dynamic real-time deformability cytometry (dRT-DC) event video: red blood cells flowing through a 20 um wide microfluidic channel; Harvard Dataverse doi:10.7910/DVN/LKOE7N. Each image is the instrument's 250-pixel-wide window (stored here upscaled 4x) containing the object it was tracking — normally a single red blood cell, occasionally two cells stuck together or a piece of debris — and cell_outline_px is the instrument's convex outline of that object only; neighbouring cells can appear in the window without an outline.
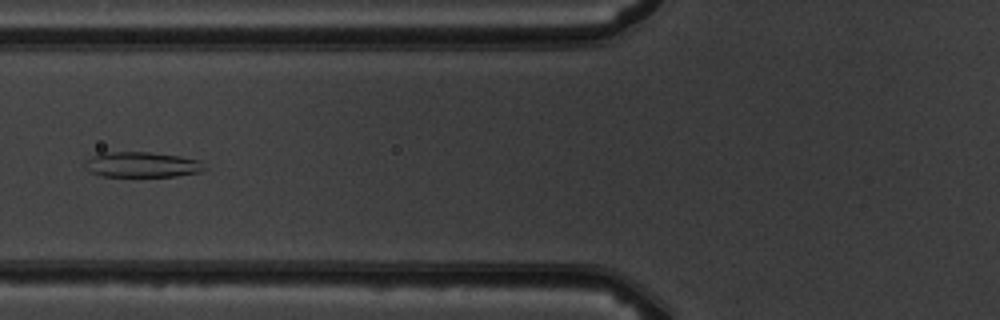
{"species": "common noctule bat (a hibernating species)", "species_latin": "Nyctalus noctula", "temperature_condition": "warm", "stored_images_in_passage": 6, "camera_frame_rate_fps": 3000, "um_per_image_px": 0.085, "animal": {"sex": "male", "body_mass_g": 19.5, "forearm_length_mm": 54.6}, "frame": {"image": 1, "passage_image": 6, "time_ms": 5.667, "image_size_px": [1000, 320], "cell_outline_px": [[208, 168], [200, 172], [176, 176], [100, 176], [88, 172], [84, 164], [84, 160], [92, 156], [104, 152], [148, 152], [180, 156], [200, 160]], "centroid_in_image_um": [12.06, 13.99], "position_along_channel_um": 113.7, "area_um2": 17.86}}